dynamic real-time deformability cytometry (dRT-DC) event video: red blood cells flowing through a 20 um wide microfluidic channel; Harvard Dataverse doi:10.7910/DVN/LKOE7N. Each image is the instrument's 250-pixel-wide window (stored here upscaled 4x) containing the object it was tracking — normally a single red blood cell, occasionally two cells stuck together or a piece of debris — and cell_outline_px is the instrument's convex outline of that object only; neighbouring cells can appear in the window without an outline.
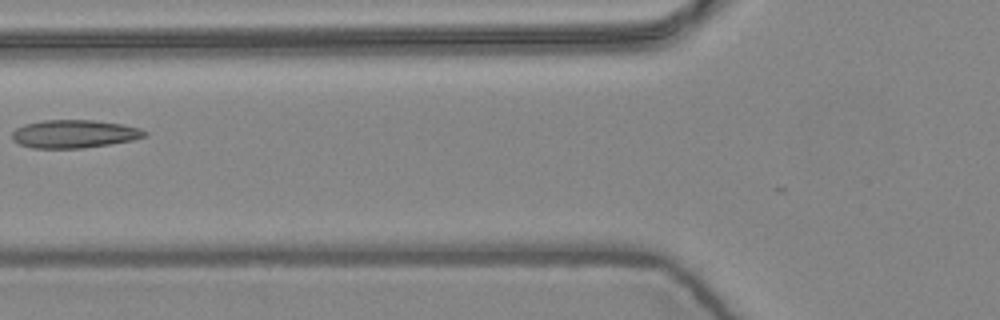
{"species": "common noctule bat (a hibernating species)", "species_latin": "Nyctalus noctula", "temperature_condition": "warm", "stored_images_in_passage": 7, "camera_frame_rate_fps": 3000, "um_per_image_px": 0.085, "animal": {"sex": "female", "body_mass_g": 24.6, "forearm_length_mm": 56.2}, "frame": {"image": 1, "passage_image": 6, "time_ms": 1.667, "image_size_px": [1000, 320], "cell_outline_px": [[148, 136], [132, 140], [84, 148], [32, 148], [20, 144], [12, 140], [12, 132], [16, 128], [24, 124], [44, 120], [96, 120], [124, 124], [140, 128], [148, 132]], "centroid_in_image_um": [6.33, 11.37], "position_along_channel_um": 119.5, "area_um2": 21.85}}
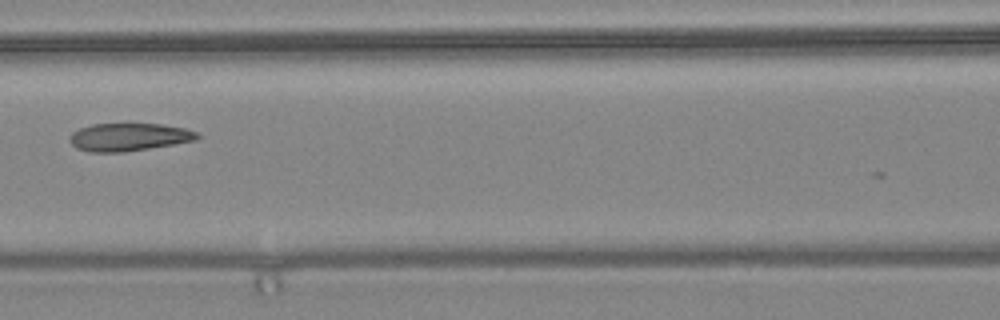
{"frame": {"image": 2, "passage_image": 7, "time_ms": 2.0, "image_size_px": [1000, 320], "cell_outline_px": [[200, 136], [196, 140], [124, 152], [88, 152], [76, 148], [68, 140], [68, 136], [72, 132], [80, 128], [92, 124], [160, 124], [184, 128], [200, 132]], "centroid_in_image_um": [10.92, 11.65], "position_along_channel_um": 155.7, "area_um2": 20.69}}